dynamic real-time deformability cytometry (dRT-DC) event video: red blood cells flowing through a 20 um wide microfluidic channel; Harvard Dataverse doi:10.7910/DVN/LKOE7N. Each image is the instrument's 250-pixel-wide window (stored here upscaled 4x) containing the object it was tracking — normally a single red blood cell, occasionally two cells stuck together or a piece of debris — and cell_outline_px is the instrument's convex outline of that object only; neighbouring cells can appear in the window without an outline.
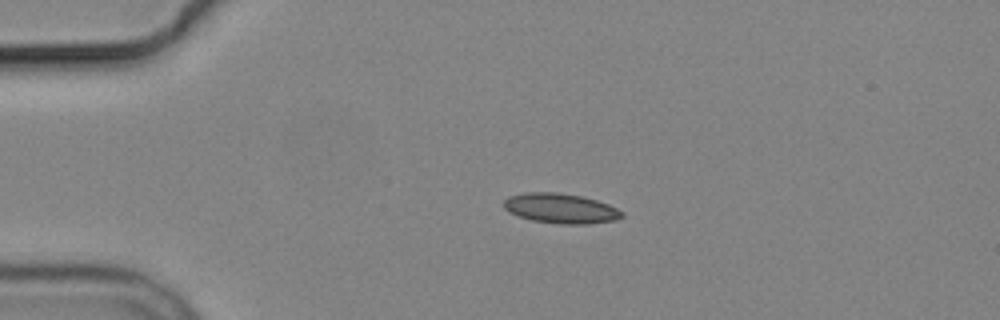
{"species": "common noctule bat (a hibernating species)", "species_latin": "Nyctalus noctula", "temperature_condition": "cold", "stored_images_in_passage": 2, "camera_frame_rate_fps": 3000, "um_per_image_px": 0.085, "animal": {"sex": "male", "body_mass_g": 19.2, "forearm_length_mm": 51.8}, "frame": {"image": 1, "passage_image": 1, "time_ms": 0.0, "image_size_px": [1000, 320], "cell_outline_px": [[624, 216], [612, 220], [588, 224], [564, 224], [532, 220], [520, 216], [504, 208], [504, 200], [508, 196], [524, 192], [556, 192], [584, 196], [608, 204], [624, 212]], "centroid_in_image_um": [47.67, 17.69], "position_along_channel_um": 37.3, "area_um2": 20.46}}